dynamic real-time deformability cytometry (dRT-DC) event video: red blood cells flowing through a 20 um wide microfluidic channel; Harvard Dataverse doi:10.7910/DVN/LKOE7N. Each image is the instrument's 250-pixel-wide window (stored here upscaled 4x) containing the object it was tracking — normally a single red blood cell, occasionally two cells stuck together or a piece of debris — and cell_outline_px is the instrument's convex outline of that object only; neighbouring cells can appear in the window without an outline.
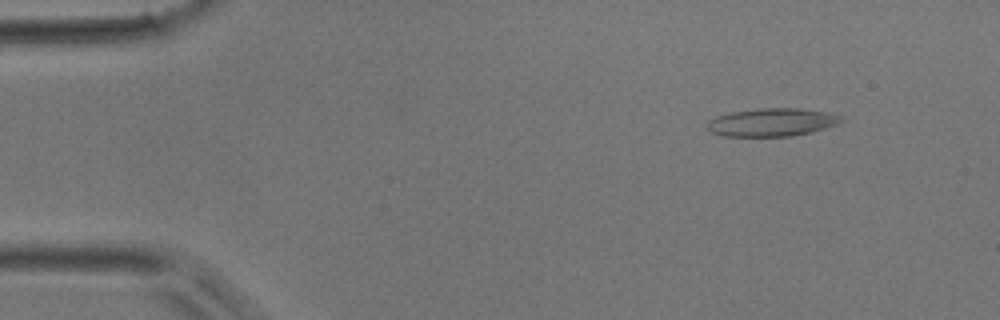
{"species": "common noctule bat (a hibernating species)", "species_latin": "Nyctalus noctula", "temperature_condition": "room temperature", "stored_images_in_passage": 42, "camera_frame_rate_fps": 3000, "um_per_image_px": 0.085, "animal": {"sex": "male", "body_mass_g": 17.9}, "frame": {"image": 1, "passage_image": 1, "time_ms": 0.0, "image_size_px": [1000, 320], "cell_outline_px": [[844, 120], [840, 124], [812, 132], [792, 136], [720, 136], [712, 132], [708, 128], [708, 120], [716, 116], [732, 112], [760, 108], [800, 108], [824, 112], [844, 116]], "centroid_in_image_um": [65.66, 10.39], "position_along_channel_um": 19.3, "area_um2": 22.02}}
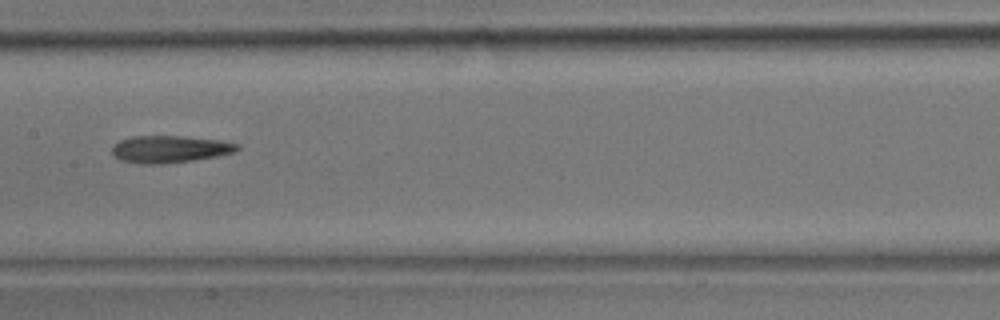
{"frame": {"image": 2, "passage_image": 19, "time_ms": 6.0, "image_size_px": [1000, 320], "cell_outline_px": [[240, 148], [236, 152], [216, 156], [192, 160], [164, 164], [140, 164], [120, 160], [112, 152], [112, 148], [120, 140], [132, 136], [184, 136], [216, 140], [240, 144]], "centroid_in_image_um": [14.44, 12.68], "position_along_channel_um": 193.0, "area_um2": 19.71}}
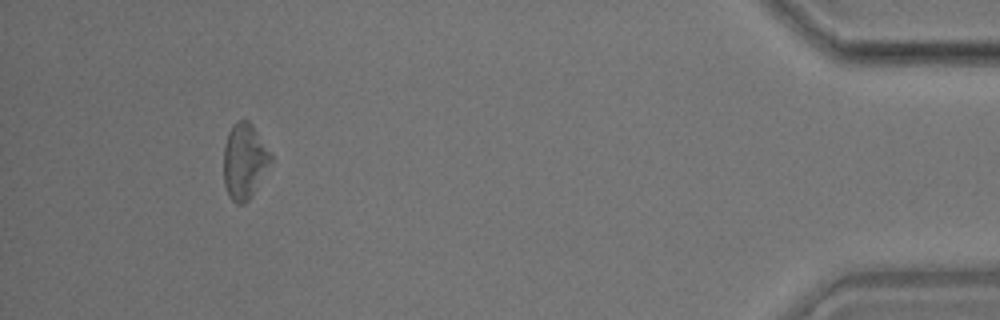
{"frame": {"image": 3, "passage_image": 39, "time_ms": 12.667, "image_size_px": [1000, 320], "cell_outline_px": [[272, 160], [252, 196], [244, 204], [236, 204], [228, 196], [224, 184], [224, 144], [228, 132], [232, 124], [236, 120], [248, 120], [252, 124], [272, 156]], "centroid_in_image_um": [20.75, 13.7], "position_along_channel_um": 414.4, "area_um2": 20.75}}